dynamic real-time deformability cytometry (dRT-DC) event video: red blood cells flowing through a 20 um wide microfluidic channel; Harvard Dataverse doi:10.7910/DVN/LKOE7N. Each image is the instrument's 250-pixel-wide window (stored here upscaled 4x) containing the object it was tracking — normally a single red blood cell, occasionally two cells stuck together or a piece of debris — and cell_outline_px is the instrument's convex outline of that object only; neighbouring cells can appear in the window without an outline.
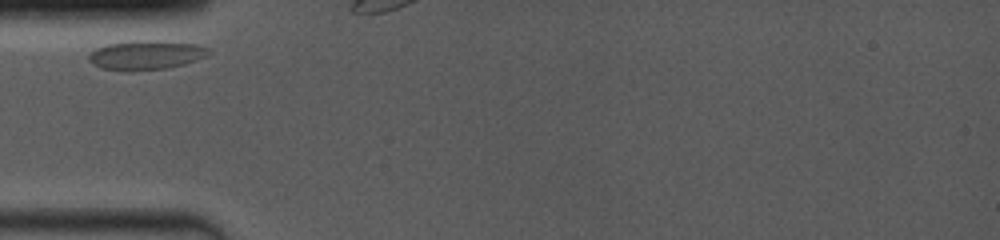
{"species": "common noctule bat (a hibernating species)", "species_latin": "Nyctalus noctula", "temperature_condition": "room temperature", "stored_images_in_passage": 3, "camera_frame_rate_fps": 4000, "um_per_image_px": 0.085, "animal": {"sex": "female", "body_mass_g": 19.0, "forearm_length_mm": 53.3}, "frame": {"image": 1, "passage_image": 1, "time_ms": 0.0, "image_size_px": [1000, 240], "cell_outline_px": [[212, 52], [208, 56], [184, 64], [164, 68], [128, 72], [100, 68], [92, 64], [88, 60], [88, 56], [96, 48], [108, 44], [132, 40], [148, 40], [196, 44], [212, 48]], "centroid_in_image_um": [12.42, 4.68], "position_along_channel_um": 72.6, "area_um2": 20.69}}